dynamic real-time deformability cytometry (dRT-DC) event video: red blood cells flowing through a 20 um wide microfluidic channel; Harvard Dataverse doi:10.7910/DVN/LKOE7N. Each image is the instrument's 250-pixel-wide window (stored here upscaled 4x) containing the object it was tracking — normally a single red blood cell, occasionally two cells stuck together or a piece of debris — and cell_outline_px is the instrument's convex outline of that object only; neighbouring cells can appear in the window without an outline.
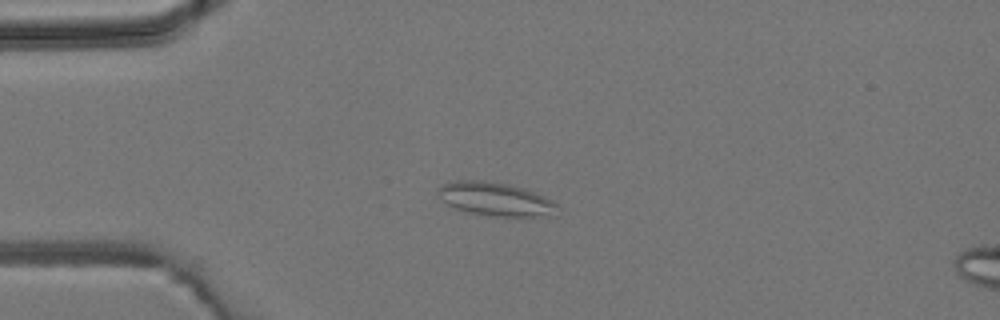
{"species": "common noctule bat (a hibernating species)", "species_latin": "Nyctalus noctula", "temperature_condition": "room temperature", "stored_images_in_passage": 4, "camera_frame_rate_fps": 3000, "um_per_image_px": 0.085, "animal": {"sex": "male", "body_mass_g": 19.2, "forearm_length_mm": 51.8}, "frame": {"image": 1, "passage_image": 3, "time_ms": 2.333, "image_size_px": [1000, 320], "cell_outline_px": [[556, 204], [552, 216], [492, 216], [472, 212], [456, 208], [448, 204], [436, 192], [436, 188], [444, 184], [456, 180], [484, 180], [508, 184], [524, 188], [536, 192], [552, 200]], "centroid_in_image_um": [42.1, 16.9], "position_along_channel_um": 42.9, "area_um2": 23.0}}